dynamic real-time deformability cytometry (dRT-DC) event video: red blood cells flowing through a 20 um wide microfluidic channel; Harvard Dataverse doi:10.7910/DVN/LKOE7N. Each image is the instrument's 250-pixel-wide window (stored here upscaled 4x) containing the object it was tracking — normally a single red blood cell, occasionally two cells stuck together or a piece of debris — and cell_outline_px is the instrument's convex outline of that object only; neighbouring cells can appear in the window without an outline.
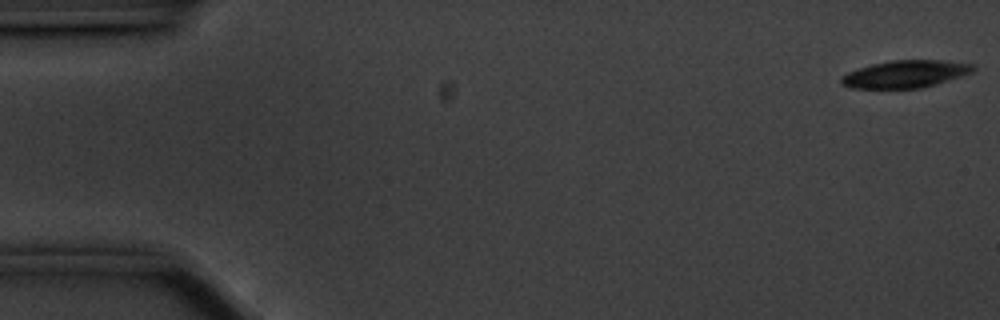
{"species": "common noctule bat (a hibernating species)", "species_latin": "Nyctalus noctula", "temperature_condition": "cold", "stored_images_in_passage": 29, "camera_frame_rate_fps": 3000, "um_per_image_px": 0.085, "animal": {"sex": "male", "body_mass_g": 20.1, "forearm_length_mm": 53.5}, "frame": {"image": 1, "passage_image": 1, "time_ms": 0.0, "image_size_px": [1000, 320], "cell_outline_px": [[976, 68], [972, 72], [936, 84], [920, 88], [852, 88], [840, 84], [840, 76], [848, 72], [872, 64], [892, 60], [940, 60], [972, 64]], "centroid_in_image_um": [76.92, 6.29], "position_along_channel_um": 8.1, "area_um2": 20.87}}
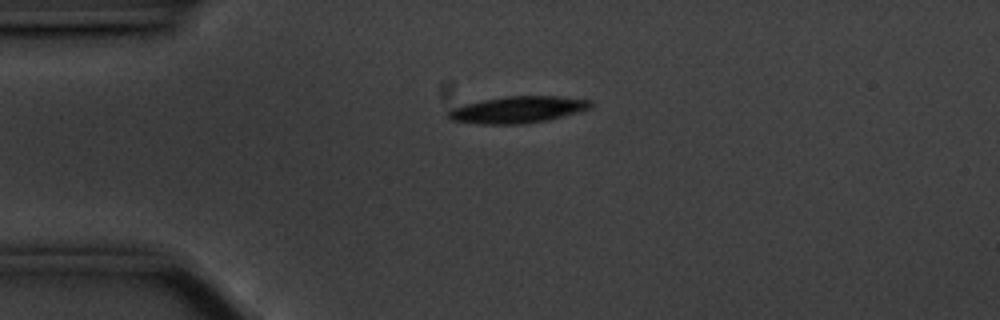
{"frame": {"image": 2, "passage_image": 13, "time_ms": 4.0, "image_size_px": [1000, 320], "cell_outline_px": [[592, 108], [548, 120], [524, 124], [480, 124], [452, 120], [444, 116], [444, 112], [452, 108], [464, 104], [504, 96], [556, 96], [592, 100]], "centroid_in_image_um": [43.97, 9.32], "position_along_channel_um": 41.0, "area_um2": 22.31}}